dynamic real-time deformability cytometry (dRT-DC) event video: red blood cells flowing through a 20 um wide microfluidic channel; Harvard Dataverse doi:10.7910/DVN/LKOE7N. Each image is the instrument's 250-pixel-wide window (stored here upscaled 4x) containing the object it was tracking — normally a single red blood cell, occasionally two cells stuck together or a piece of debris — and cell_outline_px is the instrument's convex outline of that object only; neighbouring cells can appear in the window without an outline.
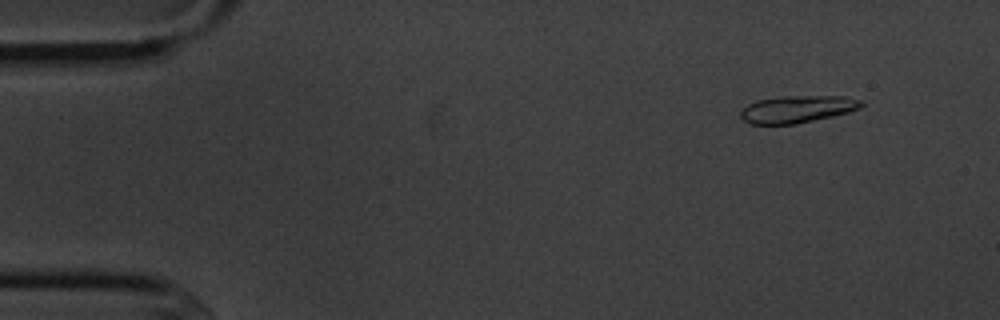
{"species": "common noctule bat (a hibernating species)", "species_latin": "Nyctalus noctula", "temperature_condition": "cold", "stored_images_in_passage": 4, "camera_frame_rate_fps": 3000, "um_per_image_px": 0.085, "animal": {"sex": "male", "body_mass_g": 20.1, "forearm_length_mm": 53.5}, "frame": {"image": 1, "passage_image": 1, "time_ms": 0.0, "image_size_px": [1000, 320], "cell_outline_px": [[864, 104], [860, 108], [848, 112], [832, 116], [796, 124], [752, 124], [744, 120], [740, 116], [740, 112], [748, 104], [756, 100], [784, 96], [844, 96], [864, 100]], "centroid_in_image_um": [67.8, 9.27], "position_along_channel_um": 17.2, "area_um2": 19.13}}
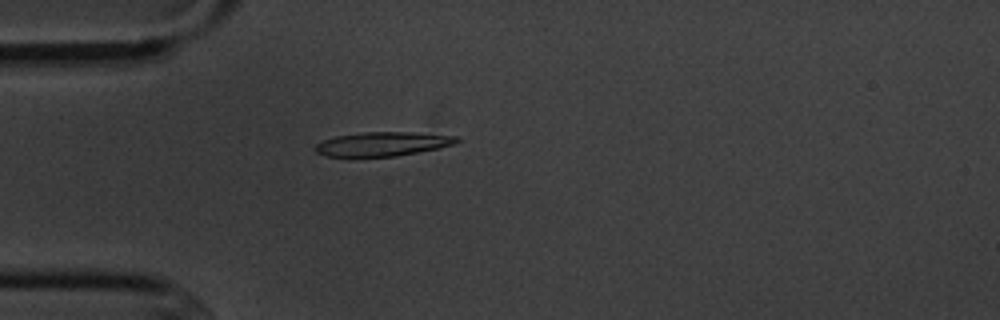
{"frame": {"image": 2, "passage_image": 4, "time_ms": 3.333, "image_size_px": [1000, 320], "cell_outline_px": [[460, 140], [456, 144], [440, 148], [396, 156], [328, 156], [316, 152], [312, 148], [316, 144], [324, 140], [336, 136], [364, 132], [412, 132], [456, 136]], "centroid_in_image_um": [32.54, 12.23], "position_along_channel_um": 52.5, "area_um2": 19.77}}